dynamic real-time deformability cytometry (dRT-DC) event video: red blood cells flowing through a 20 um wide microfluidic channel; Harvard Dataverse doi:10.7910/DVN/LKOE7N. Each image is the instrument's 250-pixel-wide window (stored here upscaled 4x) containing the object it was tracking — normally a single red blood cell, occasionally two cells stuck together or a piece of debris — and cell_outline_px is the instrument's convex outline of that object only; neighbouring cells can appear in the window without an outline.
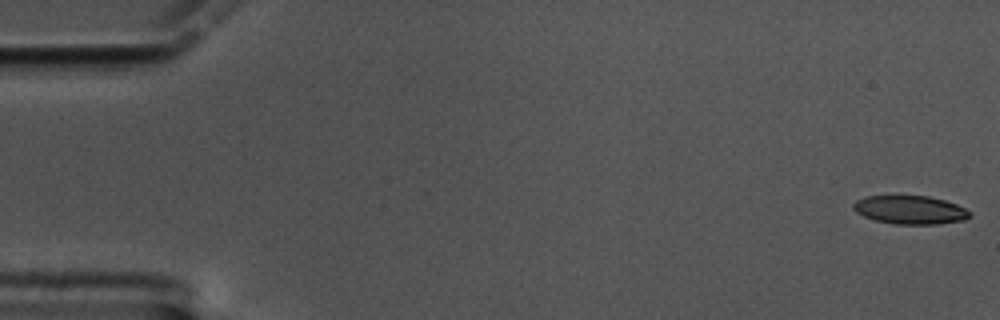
{"species": "common noctule bat (a hibernating species)", "species_latin": "Nyctalus noctula", "temperature_condition": "cold", "stored_images_in_passage": 59, "camera_frame_rate_fps": 3000, "um_per_image_px": 0.085, "animal": {"sex": "male", "body_mass_g": 17.5, "forearm_length_mm": 52.3}, "frame": {"image": 1, "passage_image": 1, "time_ms": 0.0, "image_size_px": [1000, 320], "cell_outline_px": [[972, 216], [964, 220], [936, 224], [896, 224], [876, 220], [864, 216], [856, 212], [852, 208], [852, 204], [856, 200], [864, 196], [928, 196], [944, 200], [956, 204], [972, 212]], "centroid_in_image_um": [77.36, 17.83], "position_along_channel_um": 7.6, "area_um2": 19.31}}
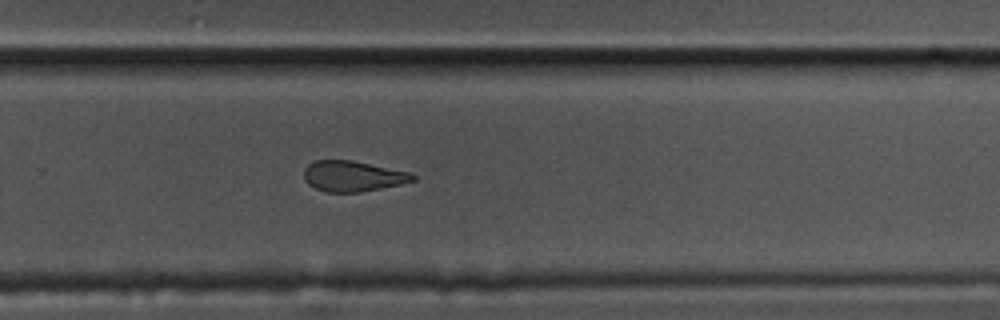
{"frame": {"image": 2, "passage_image": 39, "time_ms": 12.667, "image_size_px": [1000, 320], "cell_outline_px": [[416, 180], [400, 184], [360, 192], [324, 192], [308, 184], [304, 180], [304, 168], [308, 164], [316, 160], [352, 160], [408, 172], [416, 176]], "centroid_in_image_um": [29.95, 14.97], "position_along_channel_um": 299.9, "area_um2": 19.31}}
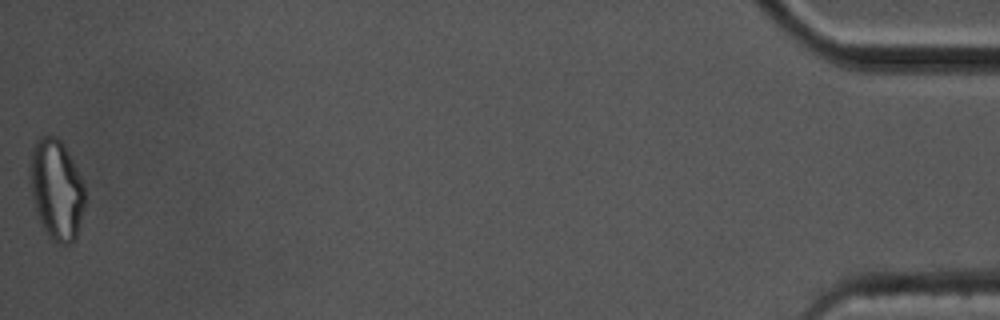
{"frame": {"image": 3, "passage_image": 59, "time_ms": 19.333, "image_size_px": [1000, 320], "cell_outline_px": [[84, 208], [76, 236], [72, 244], [60, 244], [52, 240], [48, 236], [40, 224], [36, 212], [28, 180], [28, 168], [32, 148], [36, 140], [40, 136], [56, 136], [64, 144], [84, 184]], "centroid_in_image_um": [4.76, 16.1], "position_along_channel_um": 430.4, "area_um2": 32.48}, "authors_computed_cell_mechanics": {"area_um2": 20.7502, "velocity_mm_per_s": 3.4067, "shape_relaxation_time_tau1_ms": 4.8368, "shape_relaxation_time_tau2_ms": 3.3176, "deformation_change_tau1": 0.1501, "deformation_change_tau2": 0.1224}}